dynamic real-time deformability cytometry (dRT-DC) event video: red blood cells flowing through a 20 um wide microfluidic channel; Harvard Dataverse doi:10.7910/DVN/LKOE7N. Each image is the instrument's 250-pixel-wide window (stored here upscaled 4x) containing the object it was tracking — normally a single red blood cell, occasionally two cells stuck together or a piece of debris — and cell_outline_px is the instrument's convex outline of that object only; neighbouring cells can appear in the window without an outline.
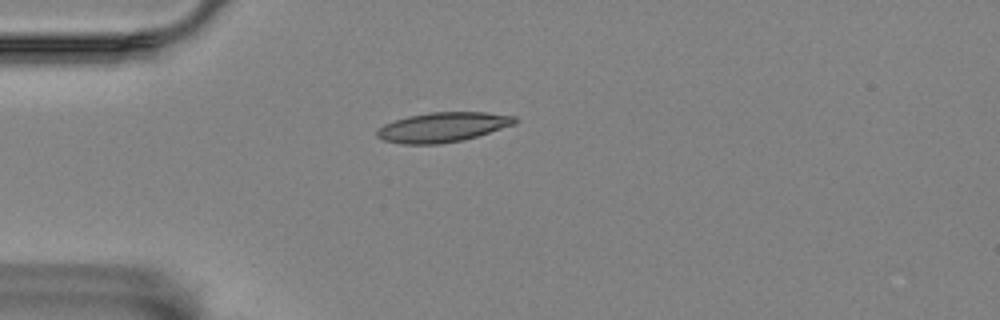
{"species": "Egyptian fruit bat (a non-hibernating species)", "species_latin": "Rousettus aegyptiacus", "temperature_condition": "room temperature", "stored_images_in_passage": 1, "camera_frame_rate_fps": 3000, "um_per_image_px": 0.085, "animal": {"sex": "female"}, "frame": {"image": 1, "passage_image": 1, "time_ms": 0.0, "image_size_px": [1000, 320], "cell_outline_px": [[516, 124], [476, 136], [460, 140], [440, 144], [400, 144], [384, 140], [376, 136], [376, 132], [384, 124], [408, 116], [428, 112], [488, 112], [516, 116]], "centroid_in_image_um": [37.63, 10.8], "position_along_channel_um": 47.4, "area_um2": 23.76}}